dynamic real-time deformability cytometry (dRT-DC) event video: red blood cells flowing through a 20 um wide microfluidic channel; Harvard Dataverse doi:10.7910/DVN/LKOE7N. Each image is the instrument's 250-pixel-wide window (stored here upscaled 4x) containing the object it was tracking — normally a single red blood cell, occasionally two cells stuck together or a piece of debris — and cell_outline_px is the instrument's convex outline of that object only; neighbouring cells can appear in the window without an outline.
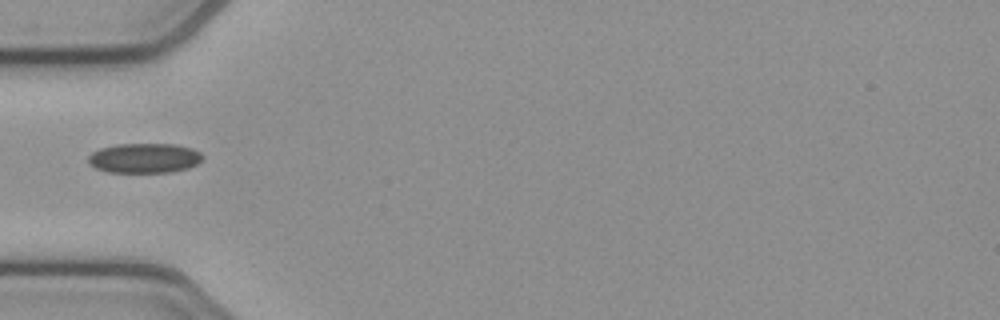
{"species": "common noctule bat (a hibernating species)", "species_latin": "Nyctalus noctula", "temperature_condition": "cold", "stored_images_in_passage": 37, "camera_frame_rate_fps": 3000, "um_per_image_px": 0.085, "animal": {"sex": "female", "body_mass_g": 21.9}, "frame": {"image": 1, "passage_image": 1, "time_ms": 0.0, "image_size_px": [1000, 320], "cell_outline_px": [[204, 160], [188, 168], [172, 172], [108, 172], [96, 168], [88, 164], [88, 156], [92, 152], [100, 148], [116, 144], [176, 144], [192, 148], [200, 152], [204, 156]], "centroid_in_image_um": [12.29, 13.43], "position_along_channel_um": 72.7, "area_um2": 20.06}}
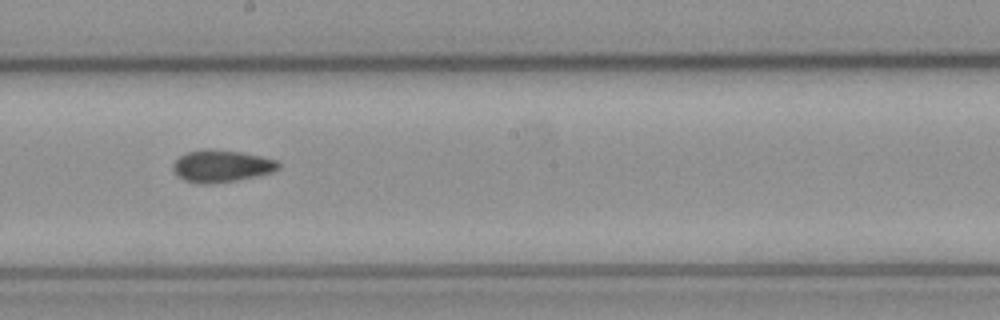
{"frame": {"image": 2, "passage_image": 13, "time_ms": 4.0, "image_size_px": [1000, 320], "cell_outline_px": [[280, 168], [272, 172], [256, 176], [236, 180], [208, 184], [204, 184], [184, 180], [172, 168], [172, 164], [180, 156], [188, 152], [208, 148], [240, 152], [260, 156], [276, 160], [280, 164]], "centroid_in_image_um": [18.84, 14.11], "position_along_channel_um": 229.4, "area_um2": 19.48}}
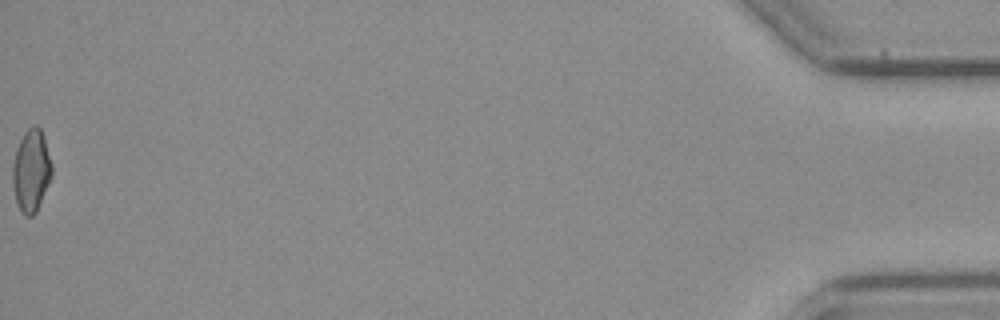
{"frame": {"image": 3, "passage_image": 37, "time_ms": 12.0, "image_size_px": [1000, 320], "cell_outline_px": [[52, 176], [36, 212], [32, 216], [24, 216], [16, 200], [12, 180], [12, 164], [16, 148], [24, 132], [32, 124], [36, 124], [40, 128], [44, 136], [52, 164]], "centroid_in_image_um": [2.65, 14.47], "position_along_channel_um": 432.5, "area_um2": 18.9}}